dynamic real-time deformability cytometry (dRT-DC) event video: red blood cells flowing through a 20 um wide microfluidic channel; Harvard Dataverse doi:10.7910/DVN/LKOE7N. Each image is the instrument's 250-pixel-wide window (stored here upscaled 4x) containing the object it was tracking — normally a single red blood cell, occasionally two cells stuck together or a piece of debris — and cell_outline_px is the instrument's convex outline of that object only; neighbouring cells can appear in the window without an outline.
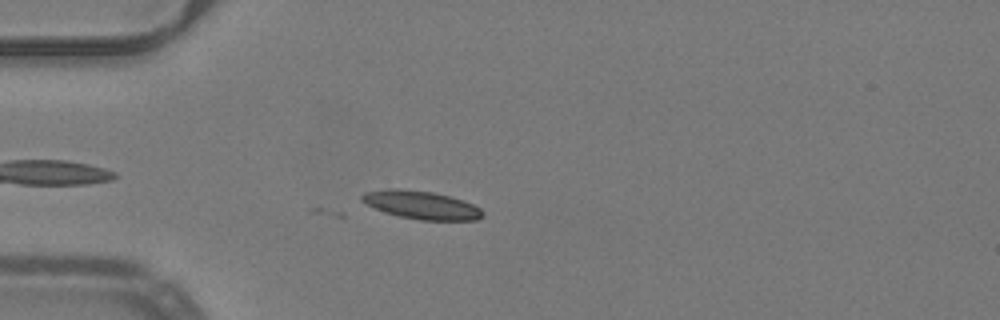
{"species": "common noctule bat (a hibernating species)", "species_latin": "Nyctalus noctula", "temperature_condition": "warm", "stored_images_in_passage": 6, "camera_frame_rate_fps": 3000, "um_per_image_px": 0.085, "animal": {"sex": "male", "body_mass_g": 19.2, "forearm_length_mm": 51.8}, "frame": {"image": 1, "passage_image": 6, "time_ms": 1.667, "image_size_px": [1000, 320], "cell_outline_px": [[484, 216], [476, 220], [420, 220], [400, 216], [384, 212], [360, 200], [360, 196], [364, 192], [388, 188], [400, 188], [432, 192], [464, 200], [480, 208], [484, 212]], "centroid_in_image_um": [35.82, 17.42], "position_along_channel_um": 49.2, "area_um2": 19.83}}